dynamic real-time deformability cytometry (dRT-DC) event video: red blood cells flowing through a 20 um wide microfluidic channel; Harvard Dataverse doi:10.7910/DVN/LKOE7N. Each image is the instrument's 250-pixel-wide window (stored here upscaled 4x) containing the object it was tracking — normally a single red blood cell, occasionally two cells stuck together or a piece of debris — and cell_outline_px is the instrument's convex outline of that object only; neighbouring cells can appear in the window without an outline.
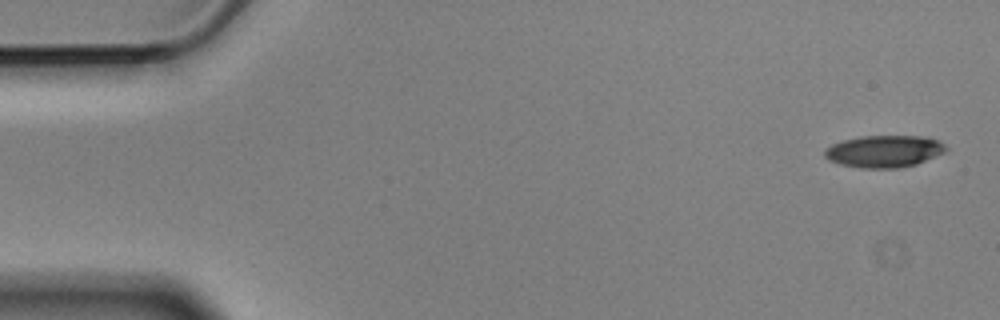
{"species": "Egyptian fruit bat (a non-hibernating species)", "species_latin": "Rousettus aegyptiacus", "temperature_condition": "cold", "stored_images_in_passage": 5, "camera_frame_rate_fps": 3000, "um_per_image_px": 0.085, "animal": {"sex": "male"}, "frame": {"image": 1, "passage_image": 1, "time_ms": 0.0, "image_size_px": [1000, 320], "cell_outline_px": [[948, 148], [944, 152], [916, 164], [900, 168], [860, 168], [840, 164], [828, 160], [824, 156], [824, 152], [832, 144], [844, 140], [860, 136], [924, 136], [940, 140]], "centroid_in_image_um": [75.16, 12.86], "position_along_channel_um": 9.8, "area_um2": 22.66}}
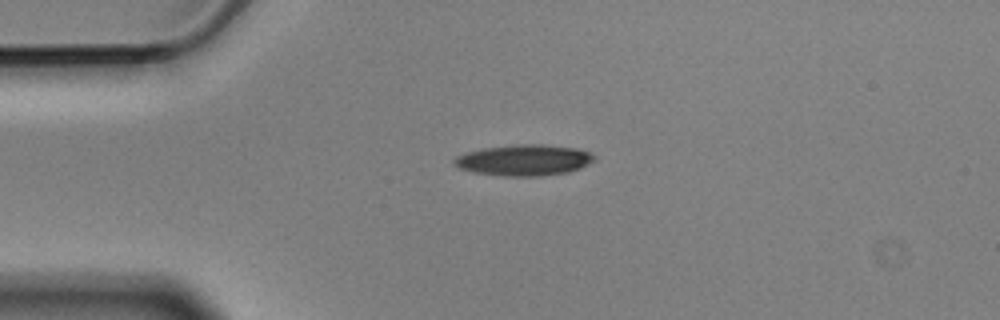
{"frame": {"image": 2, "passage_image": 4, "time_ms": 1.0, "image_size_px": [1000, 320], "cell_outline_px": [[596, 160], [580, 168], [568, 172], [540, 176], [504, 176], [472, 172], [460, 168], [452, 164], [452, 160], [456, 156], [468, 152], [484, 148], [516, 144], [540, 144], [576, 148], [588, 152], [596, 156]], "centroid_in_image_um": [44.53, 13.61], "position_along_channel_um": 40.5, "area_um2": 25.37}}